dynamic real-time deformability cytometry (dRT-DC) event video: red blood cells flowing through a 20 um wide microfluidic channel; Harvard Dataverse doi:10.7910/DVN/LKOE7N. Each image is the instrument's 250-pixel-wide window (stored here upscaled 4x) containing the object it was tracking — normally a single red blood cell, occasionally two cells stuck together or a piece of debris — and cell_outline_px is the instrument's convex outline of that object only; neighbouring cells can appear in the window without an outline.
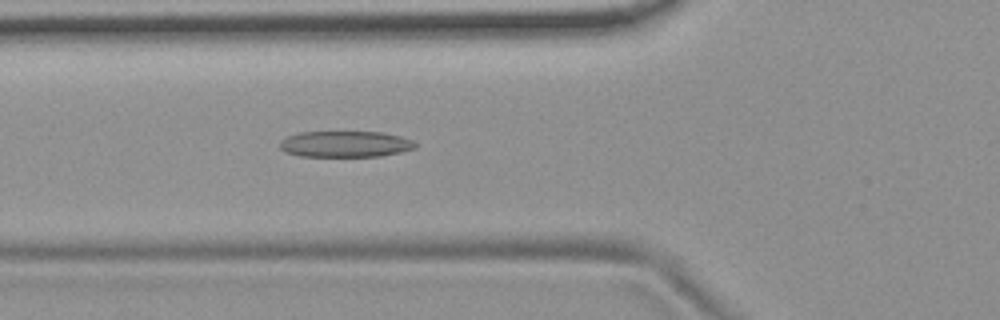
{"species": "common noctule bat (a hibernating species)", "species_latin": "Nyctalus noctula", "temperature_condition": "room temperature", "stored_images_in_passage": 5, "camera_frame_rate_fps": 3000, "um_per_image_px": 0.085, "animal": {"sex": "female", "body_mass_g": 19.9}, "frame": {"image": 1, "passage_image": 5, "time_ms": 4.667, "image_size_px": [1000, 320], "cell_outline_px": [[416, 148], [400, 152], [380, 156], [300, 156], [284, 152], [280, 148], [280, 140], [288, 136], [300, 132], [380, 132], [400, 136], [416, 140]], "centroid_in_image_um": [29.36, 12.24], "position_along_channel_um": 96.4, "area_um2": 20.69}}